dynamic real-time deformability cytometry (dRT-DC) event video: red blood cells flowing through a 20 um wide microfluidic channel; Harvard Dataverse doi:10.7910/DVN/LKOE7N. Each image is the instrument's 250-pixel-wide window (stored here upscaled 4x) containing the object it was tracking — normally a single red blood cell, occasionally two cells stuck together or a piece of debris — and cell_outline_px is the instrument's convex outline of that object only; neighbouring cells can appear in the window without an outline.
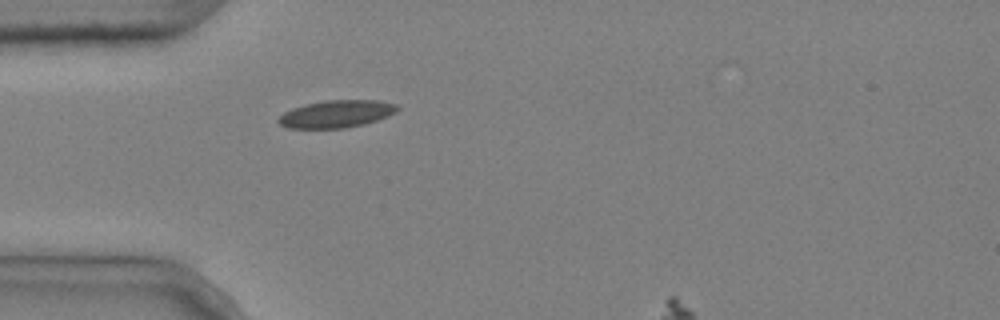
{"species": "common noctule bat (a hibernating species)", "species_latin": "Nyctalus noctula", "temperature_condition": "cold", "stored_images_in_passage": 5, "camera_frame_rate_fps": 3000, "um_per_image_px": 0.085, "animal": {"sex": "male", "body_mass_g": 20.4}, "frame": {"image": 1, "passage_image": 5, "time_ms": 1.333, "image_size_px": [1000, 320], "cell_outline_px": [[400, 108], [396, 112], [388, 116], [364, 124], [344, 128], [288, 128], [280, 124], [276, 120], [284, 112], [292, 108], [304, 104], [324, 100], [380, 100], [396, 104]], "centroid_in_image_um": [28.6, 9.67], "position_along_channel_um": 56.4, "area_um2": 19.07}}